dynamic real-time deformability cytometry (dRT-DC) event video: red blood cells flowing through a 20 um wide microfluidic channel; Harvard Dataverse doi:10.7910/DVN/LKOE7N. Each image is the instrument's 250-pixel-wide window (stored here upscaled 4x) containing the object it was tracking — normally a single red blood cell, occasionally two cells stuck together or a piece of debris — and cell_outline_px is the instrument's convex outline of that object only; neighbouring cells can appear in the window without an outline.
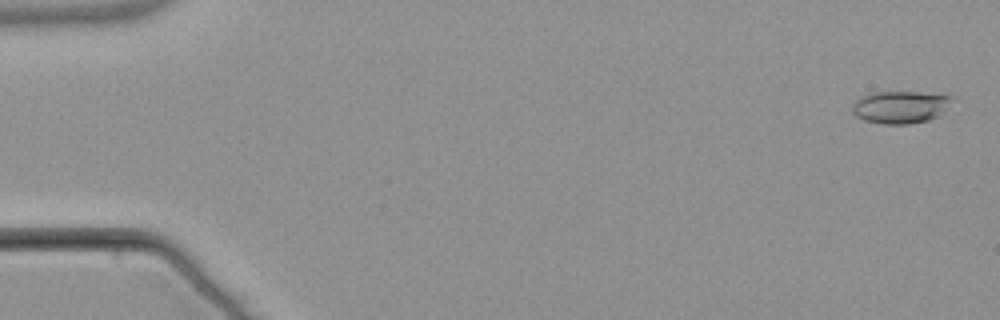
{"species": "common noctule bat (a hibernating species)", "species_latin": "Nyctalus noctula", "temperature_condition": "warm", "stored_images_in_passage": 5, "camera_frame_rate_fps": 3000, "um_per_image_px": 0.085, "animal": {"sex": "male", "body_mass_g": 21.5, "forearm_length_mm": 52.0}, "frame": {"image": 1, "passage_image": 1, "time_ms": 0.0, "image_size_px": [1000, 320], "cell_outline_px": [[956, 100], [936, 116], [928, 120], [908, 124], [884, 124], [864, 120], [856, 116], [852, 112], [852, 104], [860, 96], [872, 92], [916, 92], [952, 96]], "centroid_in_image_um": [76.5, 9.09], "position_along_channel_um": 8.5, "area_um2": 18.84}}